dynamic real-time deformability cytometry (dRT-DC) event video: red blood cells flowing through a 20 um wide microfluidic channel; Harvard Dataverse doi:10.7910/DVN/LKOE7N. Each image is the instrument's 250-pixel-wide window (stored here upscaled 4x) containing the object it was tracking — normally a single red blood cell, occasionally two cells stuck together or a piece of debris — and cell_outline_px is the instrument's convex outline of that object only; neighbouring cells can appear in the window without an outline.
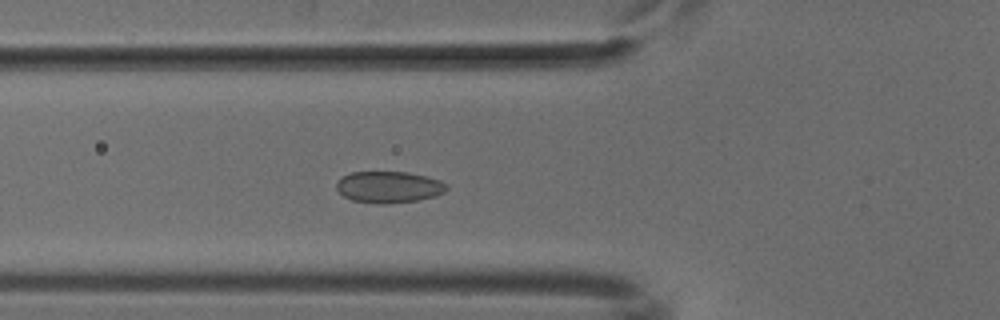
{"species": "common noctule bat (a hibernating species)", "species_latin": "Nyctalus noctula", "temperature_condition": "cold", "stored_images_in_passage": 52, "camera_frame_rate_fps": 3000, "um_per_image_px": 0.085, "animal": {"sex": "male", "body_mass_g": 18.8}, "frame": {"image": 1, "passage_image": 19, "time_ms": 6.0, "image_size_px": [1000, 320], "cell_outline_px": [[448, 188], [444, 192], [436, 196], [416, 200], [388, 204], [376, 204], [352, 200], [344, 196], [336, 188], [336, 180], [352, 172], [408, 172], [428, 176], [440, 180], [448, 184]], "centroid_in_image_um": [33.07, 15.9], "position_along_channel_um": 92.7, "area_um2": 20.4}}
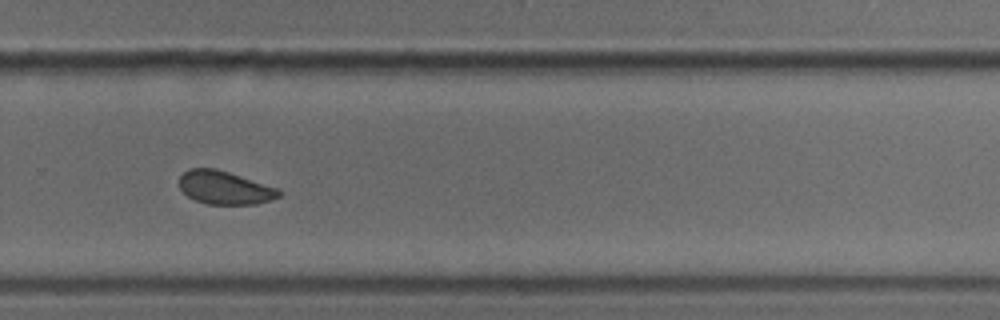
{"frame": {"image": 2, "passage_image": 36, "time_ms": 11.667, "image_size_px": [1000, 320], "cell_outline_px": [[284, 192], [280, 196], [272, 200], [256, 204], [208, 204], [196, 200], [188, 196], [180, 188], [180, 176], [188, 168], [216, 168], [280, 188]], "centroid_in_image_um": [19.16, 15.95], "position_along_channel_um": 310.6, "area_um2": 19.48}}
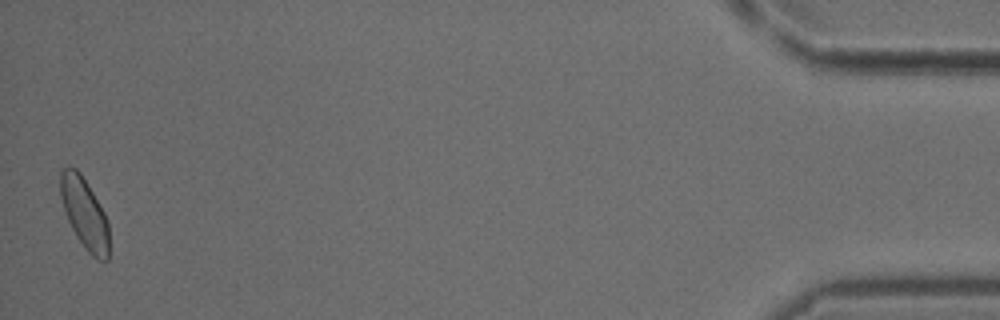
{"frame": {"image": 3, "passage_image": 52, "time_ms": 17.0, "image_size_px": [1000, 320], "cell_outline_px": [[108, 260], [96, 260], [84, 248], [76, 236], [68, 220], [60, 196], [60, 172], [68, 164], [76, 168], [80, 172], [104, 212], [108, 224]], "centroid_in_image_um": [7.17, 18.12], "position_along_channel_um": 428.0, "area_um2": 19.94}}